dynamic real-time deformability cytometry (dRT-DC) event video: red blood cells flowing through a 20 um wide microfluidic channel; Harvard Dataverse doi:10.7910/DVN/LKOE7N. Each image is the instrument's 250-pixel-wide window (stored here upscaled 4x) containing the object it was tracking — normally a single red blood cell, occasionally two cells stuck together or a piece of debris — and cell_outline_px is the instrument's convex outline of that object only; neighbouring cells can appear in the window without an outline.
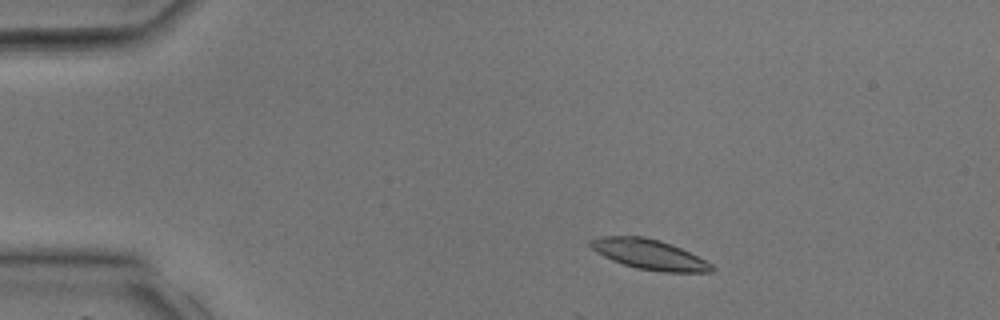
{"species": "common noctule bat (a hibernating species)", "species_latin": "Nyctalus noctula", "temperature_condition": "room temperature", "stored_images_in_passage": 9, "camera_frame_rate_fps": 3000, "um_per_image_px": 0.085, "animal": {"sex": "male", "body_mass_g": 17.9, "forearm_length_mm": 54.2}, "frame": {"image": 1, "passage_image": 4, "time_ms": 1.0, "image_size_px": [1000, 320], "cell_outline_px": [[716, 268], [712, 272], [664, 272], [636, 268], [612, 260], [596, 252], [588, 244], [588, 240], [604, 236], [644, 236], [660, 240], [680, 248], [712, 264]], "centroid_in_image_um": [55.17, 21.62], "position_along_channel_um": 29.8, "area_um2": 21.1}}